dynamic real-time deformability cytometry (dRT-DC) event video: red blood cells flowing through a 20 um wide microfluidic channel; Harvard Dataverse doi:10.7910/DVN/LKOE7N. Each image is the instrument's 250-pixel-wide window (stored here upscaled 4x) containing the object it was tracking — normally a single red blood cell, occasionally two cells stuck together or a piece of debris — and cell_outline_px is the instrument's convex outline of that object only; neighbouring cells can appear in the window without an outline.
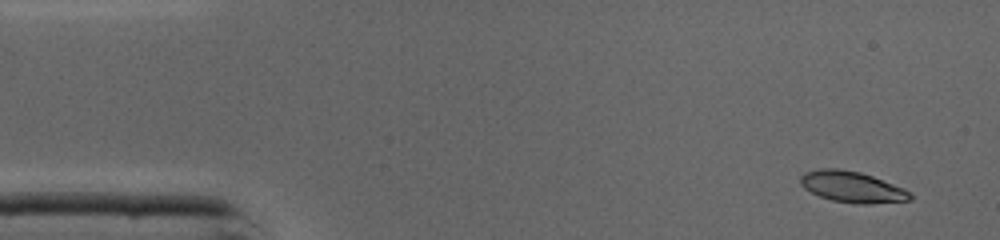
{"species": "common noctule bat (a hibernating species)", "species_latin": "Nyctalus noctula", "temperature_condition": "cold", "stored_images_in_passage": 44, "camera_frame_rate_fps": 3000, "um_per_image_px": 0.085, "animal": {"sex": "male", "body_mass_g": 19.0, "forearm_length_mm": 50.8}, "frame": {"image": 1, "passage_image": 1, "time_ms": 0.0, "image_size_px": [1000, 240], "cell_outline_px": [[912, 200], [872, 204], [856, 204], [832, 200], [820, 196], [804, 188], [800, 184], [800, 176], [804, 172], [820, 168], [840, 168], [860, 172], [872, 176], [904, 188], [912, 192]], "centroid_in_image_um": [72.44, 15.89], "position_along_channel_um": 12.6, "area_um2": 20.06}}
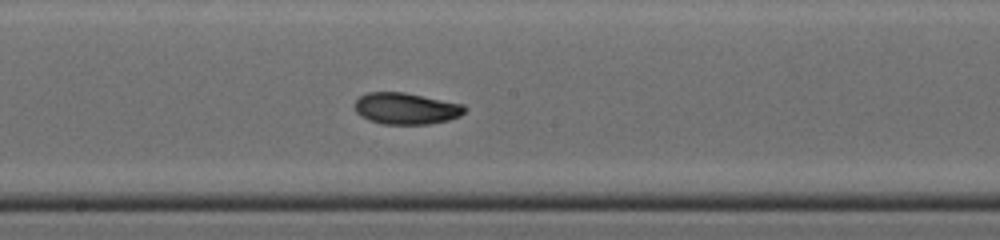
{"frame": {"image": 2, "passage_image": 22, "time_ms": 7.0, "image_size_px": [1000, 240], "cell_outline_px": [[468, 108], [460, 116], [448, 120], [428, 124], [384, 124], [368, 120], [360, 116], [356, 112], [356, 100], [360, 96], [368, 92], [404, 92], [464, 104]], "centroid_in_image_um": [34.53, 9.22], "position_along_channel_um": 213.7, "area_um2": 20.23}}
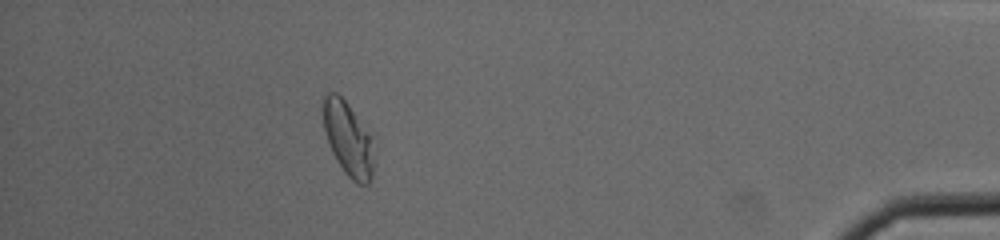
{"frame": {"image": 3, "passage_image": 39, "time_ms": 12.667, "image_size_px": [1000, 240], "cell_outline_px": [[372, 176], [368, 184], [356, 184], [344, 172], [332, 152], [324, 128], [320, 108], [324, 96], [328, 92], [336, 92], [348, 104], [368, 136], [372, 160]], "centroid_in_image_um": [29.49, 11.78], "position_along_channel_um": 405.7, "area_um2": 21.04}, "authors_computed_cell_mechanics": {"area_um2": 20.2011, "velocity_mm_per_s": 4.345, "shape_relaxation_time_tau1_ms": 2.6104, "shape_relaxation_time_tau2_ms": 1.8704, "deformation_change_tau1": 0.1377, "deformation_change_tau2": 0.0582}}